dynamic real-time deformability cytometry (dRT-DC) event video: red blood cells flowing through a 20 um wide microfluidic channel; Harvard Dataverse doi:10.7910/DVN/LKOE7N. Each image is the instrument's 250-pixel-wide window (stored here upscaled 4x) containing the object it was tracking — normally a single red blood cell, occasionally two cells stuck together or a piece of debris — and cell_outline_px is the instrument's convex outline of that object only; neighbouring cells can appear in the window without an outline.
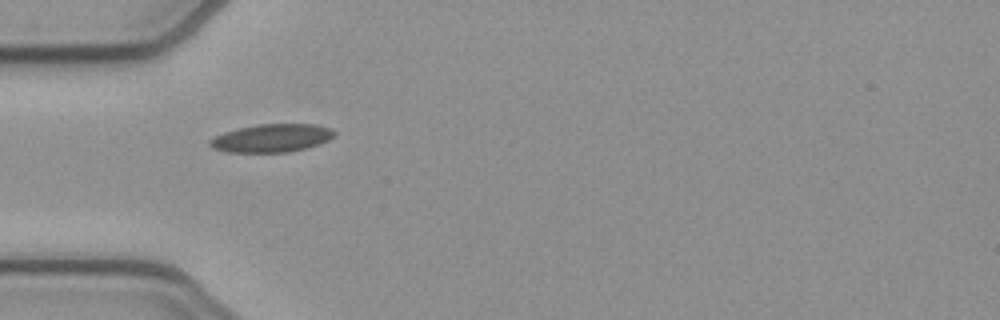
{"species": "common noctule bat (a hibernating species)", "species_latin": "Nyctalus noctula", "temperature_condition": "cold", "stored_images_in_passage": 37, "camera_frame_rate_fps": 3000, "um_per_image_px": 0.085, "animal": {"sex": "female", "body_mass_g": 21.9}, "frame": {"image": 1, "passage_image": 1, "time_ms": 0.0, "image_size_px": [1000, 320], "cell_outline_px": [[336, 132], [328, 140], [320, 144], [288, 152], [228, 152], [212, 148], [208, 144], [208, 140], [224, 132], [256, 124], [316, 124], [332, 128]], "centroid_in_image_um": [23.09, 11.73], "position_along_channel_um": 61.9, "area_um2": 20.35}}
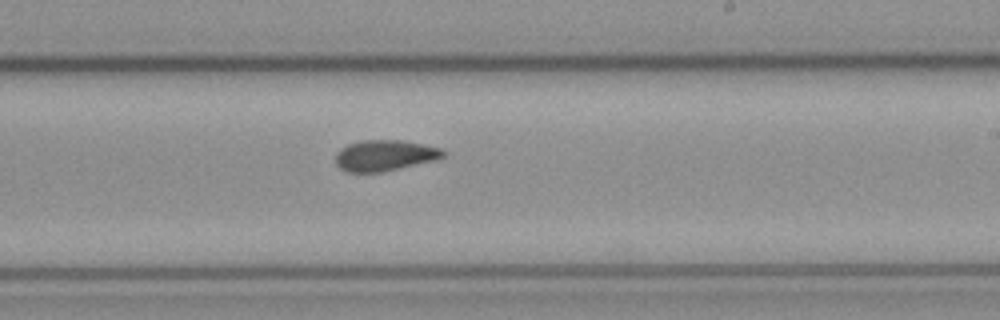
{"frame": {"image": 2, "passage_image": 16, "time_ms": 5.0, "image_size_px": [1000, 320], "cell_outline_px": [[444, 156], [436, 160], [384, 172], [348, 172], [340, 168], [336, 164], [336, 152], [340, 148], [348, 144], [364, 140], [404, 140], [440, 148], [444, 152]], "centroid_in_image_um": [32.69, 13.22], "position_along_channel_um": 256.3, "area_um2": 19.42}}
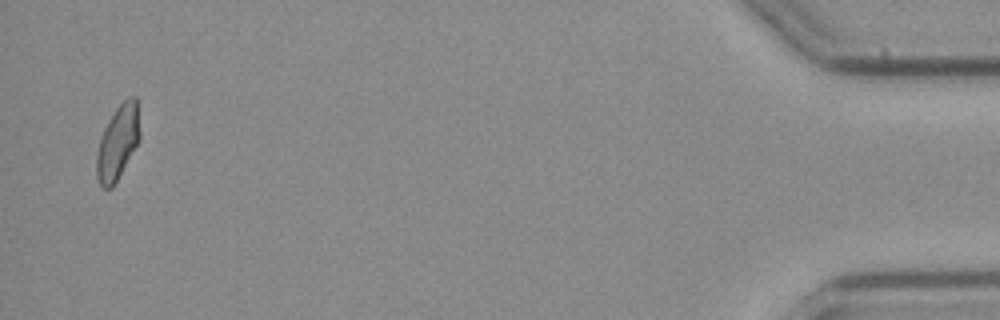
{"frame": {"image": 3, "passage_image": 36, "time_ms": 11.667, "image_size_px": [1000, 320], "cell_outline_px": [[140, 136], [136, 144], [112, 188], [100, 188], [96, 176], [96, 156], [100, 140], [104, 128], [108, 120], [116, 108], [128, 96], [136, 96], [140, 132]], "centroid_in_image_um": [9.98, 12.1], "position_along_channel_um": 425.2, "area_um2": 18.38}, "authors_computed_cell_mechanics": {"area_um2": 19.074, "velocity_mm_per_s": 3.9137, "shape_relaxation_time_tau1_ms": null, "shape_relaxation_time_tau2_ms": 2.4588, "deformation_change_tau1": null, "deformation_change_tau2": 0.0866}}